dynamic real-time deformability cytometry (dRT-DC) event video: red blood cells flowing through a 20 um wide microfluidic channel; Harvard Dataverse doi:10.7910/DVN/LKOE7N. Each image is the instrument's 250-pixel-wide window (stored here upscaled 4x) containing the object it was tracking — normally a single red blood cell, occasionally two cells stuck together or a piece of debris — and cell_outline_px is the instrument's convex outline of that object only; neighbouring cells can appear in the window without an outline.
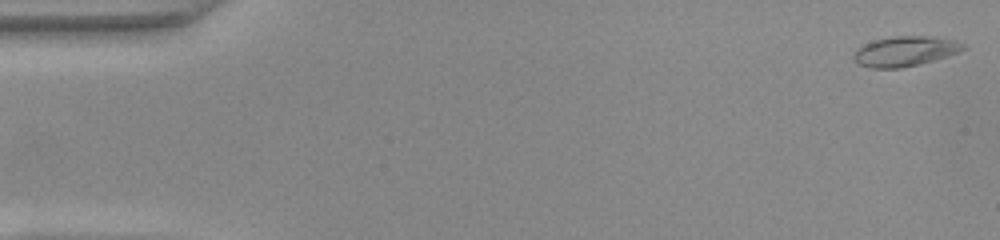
{"species": "common noctule bat (a hibernating species)", "species_latin": "Nyctalus noctula", "temperature_condition": "warm", "stored_images_in_passage": 49, "camera_frame_rate_fps": 3000, "um_per_image_px": 0.085, "animal": {"sex": "female", "body_mass_g": 22.0, "forearm_length_mm": 56.7}, "frame": {"image": 1, "passage_image": 1, "time_ms": 0.0, "image_size_px": [1000, 240], "cell_outline_px": [[968, 48], [960, 52], [932, 60], [900, 68], [872, 68], [856, 64], [852, 56], [856, 48], [864, 44], [876, 40], [892, 36], [928, 36], [956, 40], [968, 44]], "centroid_in_image_um": [76.94, 4.35], "position_along_channel_um": 8.1, "area_um2": 19.25}}
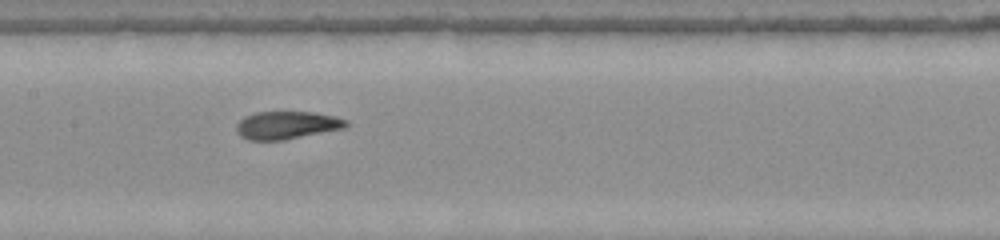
{"frame": {"image": 2, "passage_image": 24, "time_ms": 7.667, "image_size_px": [1000, 240], "cell_outline_px": [[348, 124], [344, 128], [284, 140], [248, 140], [240, 136], [236, 132], [236, 124], [244, 116], [256, 112], [312, 112], [332, 116], [348, 120]], "centroid_in_image_um": [24.33, 10.64], "position_along_channel_um": 183.1, "area_um2": 17.74}}
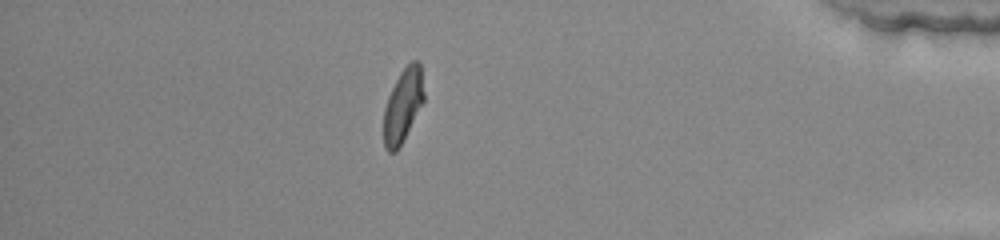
{"frame": {"image": 3, "passage_image": 43, "time_ms": 14.0, "image_size_px": [1000, 240], "cell_outline_px": [[424, 100], [400, 148], [396, 152], [388, 152], [384, 148], [384, 108], [388, 96], [400, 72], [412, 60], [420, 60], [424, 92]], "centroid_in_image_um": [34.25, 8.98], "position_along_channel_um": 400.9, "area_um2": 17.34}, "authors_computed_cell_mechanics": {"area_um2": 18.207, "velocity_mm_per_s": 4.1126, "shape_relaxation_time_tau1_ms": 5.6574, "shape_relaxation_time_tau2_ms": 1.1683, "deformation_change_tau1": 0.2394, "deformation_change_tau2": 0.0604}}